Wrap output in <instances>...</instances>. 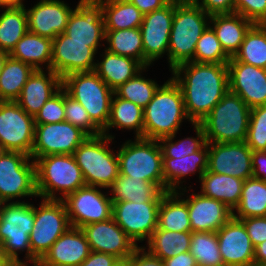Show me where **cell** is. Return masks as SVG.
Masks as SVG:
<instances>
[{"label":"cell","mask_w":266,"mask_h":266,"mask_svg":"<svg viewBox=\"0 0 266 266\" xmlns=\"http://www.w3.org/2000/svg\"><path fill=\"white\" fill-rule=\"evenodd\" d=\"M171 72L182 90L191 124H199L229 91L227 64L191 61L178 65Z\"/></svg>","instance_id":"cell-1"},{"label":"cell","mask_w":266,"mask_h":266,"mask_svg":"<svg viewBox=\"0 0 266 266\" xmlns=\"http://www.w3.org/2000/svg\"><path fill=\"white\" fill-rule=\"evenodd\" d=\"M210 17L192 0H174V18L168 49L170 71L180 64L192 61L197 41L209 26Z\"/></svg>","instance_id":"cell-2"},{"label":"cell","mask_w":266,"mask_h":266,"mask_svg":"<svg viewBox=\"0 0 266 266\" xmlns=\"http://www.w3.org/2000/svg\"><path fill=\"white\" fill-rule=\"evenodd\" d=\"M143 138L159 140L175 135L183 119H188L182 90L173 78L160 85L143 109Z\"/></svg>","instance_id":"cell-3"},{"label":"cell","mask_w":266,"mask_h":266,"mask_svg":"<svg viewBox=\"0 0 266 266\" xmlns=\"http://www.w3.org/2000/svg\"><path fill=\"white\" fill-rule=\"evenodd\" d=\"M34 221V204L20 200L0 203V247L9 263H25L18 256L19 251L25 250L26 263L39 262L30 246Z\"/></svg>","instance_id":"cell-4"},{"label":"cell","mask_w":266,"mask_h":266,"mask_svg":"<svg viewBox=\"0 0 266 266\" xmlns=\"http://www.w3.org/2000/svg\"><path fill=\"white\" fill-rule=\"evenodd\" d=\"M251 108L228 91L199 123L207 143L244 142L247 138Z\"/></svg>","instance_id":"cell-5"},{"label":"cell","mask_w":266,"mask_h":266,"mask_svg":"<svg viewBox=\"0 0 266 266\" xmlns=\"http://www.w3.org/2000/svg\"><path fill=\"white\" fill-rule=\"evenodd\" d=\"M37 197L63 200L85 186V181L74 155H48L34 160ZM60 195H55V192Z\"/></svg>","instance_id":"cell-6"},{"label":"cell","mask_w":266,"mask_h":266,"mask_svg":"<svg viewBox=\"0 0 266 266\" xmlns=\"http://www.w3.org/2000/svg\"><path fill=\"white\" fill-rule=\"evenodd\" d=\"M112 140L103 134L89 136L76 148L73 155L86 185L108 189L118 177L117 152L114 153L108 145Z\"/></svg>","instance_id":"cell-7"},{"label":"cell","mask_w":266,"mask_h":266,"mask_svg":"<svg viewBox=\"0 0 266 266\" xmlns=\"http://www.w3.org/2000/svg\"><path fill=\"white\" fill-rule=\"evenodd\" d=\"M62 87L86 109L91 121L103 131L109 120L114 90L95 71L69 74L62 79Z\"/></svg>","instance_id":"cell-8"},{"label":"cell","mask_w":266,"mask_h":266,"mask_svg":"<svg viewBox=\"0 0 266 266\" xmlns=\"http://www.w3.org/2000/svg\"><path fill=\"white\" fill-rule=\"evenodd\" d=\"M119 174L156 184L164 191L163 157L157 140L135 138L117 151Z\"/></svg>","instance_id":"cell-9"},{"label":"cell","mask_w":266,"mask_h":266,"mask_svg":"<svg viewBox=\"0 0 266 266\" xmlns=\"http://www.w3.org/2000/svg\"><path fill=\"white\" fill-rule=\"evenodd\" d=\"M26 196H38L34 160L22 152L2 151L0 153V203Z\"/></svg>","instance_id":"cell-10"},{"label":"cell","mask_w":266,"mask_h":266,"mask_svg":"<svg viewBox=\"0 0 266 266\" xmlns=\"http://www.w3.org/2000/svg\"><path fill=\"white\" fill-rule=\"evenodd\" d=\"M70 227L63 201L42 199L39 208L35 207V221L30 234L32 253L40 260Z\"/></svg>","instance_id":"cell-11"},{"label":"cell","mask_w":266,"mask_h":266,"mask_svg":"<svg viewBox=\"0 0 266 266\" xmlns=\"http://www.w3.org/2000/svg\"><path fill=\"white\" fill-rule=\"evenodd\" d=\"M35 137L34 117L15 101H0V147L31 156Z\"/></svg>","instance_id":"cell-12"},{"label":"cell","mask_w":266,"mask_h":266,"mask_svg":"<svg viewBox=\"0 0 266 266\" xmlns=\"http://www.w3.org/2000/svg\"><path fill=\"white\" fill-rule=\"evenodd\" d=\"M100 42H79L65 33L52 40L51 70L61 79L72 73L94 71Z\"/></svg>","instance_id":"cell-13"},{"label":"cell","mask_w":266,"mask_h":266,"mask_svg":"<svg viewBox=\"0 0 266 266\" xmlns=\"http://www.w3.org/2000/svg\"><path fill=\"white\" fill-rule=\"evenodd\" d=\"M88 137L81 128L66 121L35 124L34 145L30 157L35 160L48 155H73L76 148Z\"/></svg>","instance_id":"cell-14"},{"label":"cell","mask_w":266,"mask_h":266,"mask_svg":"<svg viewBox=\"0 0 266 266\" xmlns=\"http://www.w3.org/2000/svg\"><path fill=\"white\" fill-rule=\"evenodd\" d=\"M99 188L102 187L85 185L62 200L71 227L81 228L112 217V200Z\"/></svg>","instance_id":"cell-15"},{"label":"cell","mask_w":266,"mask_h":266,"mask_svg":"<svg viewBox=\"0 0 266 266\" xmlns=\"http://www.w3.org/2000/svg\"><path fill=\"white\" fill-rule=\"evenodd\" d=\"M160 202L136 203L120 201L112 203V218L134 241H148L157 229Z\"/></svg>","instance_id":"cell-16"},{"label":"cell","mask_w":266,"mask_h":266,"mask_svg":"<svg viewBox=\"0 0 266 266\" xmlns=\"http://www.w3.org/2000/svg\"><path fill=\"white\" fill-rule=\"evenodd\" d=\"M174 18V0L161 9L143 15L140 25L144 67H149L155 60L163 57L169 49L170 32Z\"/></svg>","instance_id":"cell-17"},{"label":"cell","mask_w":266,"mask_h":266,"mask_svg":"<svg viewBox=\"0 0 266 266\" xmlns=\"http://www.w3.org/2000/svg\"><path fill=\"white\" fill-rule=\"evenodd\" d=\"M253 151L244 142L208 143V171L242 180L253 176Z\"/></svg>","instance_id":"cell-18"},{"label":"cell","mask_w":266,"mask_h":266,"mask_svg":"<svg viewBox=\"0 0 266 266\" xmlns=\"http://www.w3.org/2000/svg\"><path fill=\"white\" fill-rule=\"evenodd\" d=\"M229 91L238 95L251 109L266 105V69L236 61L227 63Z\"/></svg>","instance_id":"cell-19"},{"label":"cell","mask_w":266,"mask_h":266,"mask_svg":"<svg viewBox=\"0 0 266 266\" xmlns=\"http://www.w3.org/2000/svg\"><path fill=\"white\" fill-rule=\"evenodd\" d=\"M80 229L84 233L91 251L107 253L119 260L129 258L139 247L112 217L103 222L85 225Z\"/></svg>","instance_id":"cell-20"},{"label":"cell","mask_w":266,"mask_h":266,"mask_svg":"<svg viewBox=\"0 0 266 266\" xmlns=\"http://www.w3.org/2000/svg\"><path fill=\"white\" fill-rule=\"evenodd\" d=\"M216 235L224 266H254V246L240 220L232 217Z\"/></svg>","instance_id":"cell-21"},{"label":"cell","mask_w":266,"mask_h":266,"mask_svg":"<svg viewBox=\"0 0 266 266\" xmlns=\"http://www.w3.org/2000/svg\"><path fill=\"white\" fill-rule=\"evenodd\" d=\"M27 14L28 31L42 37L54 39L65 33L73 9L60 0H40Z\"/></svg>","instance_id":"cell-22"},{"label":"cell","mask_w":266,"mask_h":266,"mask_svg":"<svg viewBox=\"0 0 266 266\" xmlns=\"http://www.w3.org/2000/svg\"><path fill=\"white\" fill-rule=\"evenodd\" d=\"M187 203L192 232H217L233 217V211L223 202L193 193Z\"/></svg>","instance_id":"cell-23"},{"label":"cell","mask_w":266,"mask_h":266,"mask_svg":"<svg viewBox=\"0 0 266 266\" xmlns=\"http://www.w3.org/2000/svg\"><path fill=\"white\" fill-rule=\"evenodd\" d=\"M65 34L72 41H105L104 20L94 0H80L69 16Z\"/></svg>","instance_id":"cell-24"},{"label":"cell","mask_w":266,"mask_h":266,"mask_svg":"<svg viewBox=\"0 0 266 266\" xmlns=\"http://www.w3.org/2000/svg\"><path fill=\"white\" fill-rule=\"evenodd\" d=\"M90 252L82 230L70 227L52 244L39 263L43 266H79Z\"/></svg>","instance_id":"cell-25"},{"label":"cell","mask_w":266,"mask_h":266,"mask_svg":"<svg viewBox=\"0 0 266 266\" xmlns=\"http://www.w3.org/2000/svg\"><path fill=\"white\" fill-rule=\"evenodd\" d=\"M47 71L46 75L43 69L35 70L15 101L28 115L33 117L46 101L62 87L61 77L51 69Z\"/></svg>","instance_id":"cell-26"},{"label":"cell","mask_w":266,"mask_h":266,"mask_svg":"<svg viewBox=\"0 0 266 266\" xmlns=\"http://www.w3.org/2000/svg\"><path fill=\"white\" fill-rule=\"evenodd\" d=\"M164 191L186 192L182 188V179L193 173L199 174V180L208 169V143L206 142L198 151L181 158H163ZM197 170V171H196ZM180 186V187H179ZM184 190V191H183Z\"/></svg>","instance_id":"cell-27"},{"label":"cell","mask_w":266,"mask_h":266,"mask_svg":"<svg viewBox=\"0 0 266 266\" xmlns=\"http://www.w3.org/2000/svg\"><path fill=\"white\" fill-rule=\"evenodd\" d=\"M209 25L216 34L223 50L233 57L239 50L246 32L253 25L251 21L238 13L211 15Z\"/></svg>","instance_id":"cell-28"},{"label":"cell","mask_w":266,"mask_h":266,"mask_svg":"<svg viewBox=\"0 0 266 266\" xmlns=\"http://www.w3.org/2000/svg\"><path fill=\"white\" fill-rule=\"evenodd\" d=\"M102 61L96 62L95 72L112 89H117L135 77L145 67L130 57L117 55L104 49Z\"/></svg>","instance_id":"cell-29"},{"label":"cell","mask_w":266,"mask_h":266,"mask_svg":"<svg viewBox=\"0 0 266 266\" xmlns=\"http://www.w3.org/2000/svg\"><path fill=\"white\" fill-rule=\"evenodd\" d=\"M108 189L113 195L110 197L112 203L120 201L161 202L162 196L166 193L154 183L121 174H118Z\"/></svg>","instance_id":"cell-30"},{"label":"cell","mask_w":266,"mask_h":266,"mask_svg":"<svg viewBox=\"0 0 266 266\" xmlns=\"http://www.w3.org/2000/svg\"><path fill=\"white\" fill-rule=\"evenodd\" d=\"M200 181L202 195L223 202L232 211L238 206L244 180L206 170Z\"/></svg>","instance_id":"cell-31"},{"label":"cell","mask_w":266,"mask_h":266,"mask_svg":"<svg viewBox=\"0 0 266 266\" xmlns=\"http://www.w3.org/2000/svg\"><path fill=\"white\" fill-rule=\"evenodd\" d=\"M184 194L177 190L166 192L162 196L157 228L173 232H192L187 203L182 198Z\"/></svg>","instance_id":"cell-32"},{"label":"cell","mask_w":266,"mask_h":266,"mask_svg":"<svg viewBox=\"0 0 266 266\" xmlns=\"http://www.w3.org/2000/svg\"><path fill=\"white\" fill-rule=\"evenodd\" d=\"M13 59L30 65L35 70H42L41 64L46 70L51 69L52 39L39 36L27 31L9 53Z\"/></svg>","instance_id":"cell-33"},{"label":"cell","mask_w":266,"mask_h":266,"mask_svg":"<svg viewBox=\"0 0 266 266\" xmlns=\"http://www.w3.org/2000/svg\"><path fill=\"white\" fill-rule=\"evenodd\" d=\"M113 127L134 130L135 138H143V108L114 94L111 101L109 120L102 134L114 139L115 137L109 133V130Z\"/></svg>","instance_id":"cell-34"},{"label":"cell","mask_w":266,"mask_h":266,"mask_svg":"<svg viewBox=\"0 0 266 266\" xmlns=\"http://www.w3.org/2000/svg\"><path fill=\"white\" fill-rule=\"evenodd\" d=\"M94 1L101 10L105 30L140 28L143 21V14L129 1Z\"/></svg>","instance_id":"cell-35"},{"label":"cell","mask_w":266,"mask_h":266,"mask_svg":"<svg viewBox=\"0 0 266 266\" xmlns=\"http://www.w3.org/2000/svg\"><path fill=\"white\" fill-rule=\"evenodd\" d=\"M264 216H266V182L253 177L248 178L244 180L241 200L233 211V218L239 220Z\"/></svg>","instance_id":"cell-36"},{"label":"cell","mask_w":266,"mask_h":266,"mask_svg":"<svg viewBox=\"0 0 266 266\" xmlns=\"http://www.w3.org/2000/svg\"><path fill=\"white\" fill-rule=\"evenodd\" d=\"M192 232H173L157 228L147 241L148 252L162 260L189 251Z\"/></svg>","instance_id":"cell-37"},{"label":"cell","mask_w":266,"mask_h":266,"mask_svg":"<svg viewBox=\"0 0 266 266\" xmlns=\"http://www.w3.org/2000/svg\"><path fill=\"white\" fill-rule=\"evenodd\" d=\"M34 71L30 65L9 56L0 73V101H16Z\"/></svg>","instance_id":"cell-38"},{"label":"cell","mask_w":266,"mask_h":266,"mask_svg":"<svg viewBox=\"0 0 266 266\" xmlns=\"http://www.w3.org/2000/svg\"><path fill=\"white\" fill-rule=\"evenodd\" d=\"M233 58L266 69V24H253L250 27Z\"/></svg>","instance_id":"cell-39"},{"label":"cell","mask_w":266,"mask_h":266,"mask_svg":"<svg viewBox=\"0 0 266 266\" xmlns=\"http://www.w3.org/2000/svg\"><path fill=\"white\" fill-rule=\"evenodd\" d=\"M109 52L138 60L144 66L143 42L140 28L105 30Z\"/></svg>","instance_id":"cell-40"},{"label":"cell","mask_w":266,"mask_h":266,"mask_svg":"<svg viewBox=\"0 0 266 266\" xmlns=\"http://www.w3.org/2000/svg\"><path fill=\"white\" fill-rule=\"evenodd\" d=\"M26 7L4 8L0 14V50L10 53L27 33Z\"/></svg>","instance_id":"cell-41"},{"label":"cell","mask_w":266,"mask_h":266,"mask_svg":"<svg viewBox=\"0 0 266 266\" xmlns=\"http://www.w3.org/2000/svg\"><path fill=\"white\" fill-rule=\"evenodd\" d=\"M189 252L198 266H224L216 232H192Z\"/></svg>","instance_id":"cell-42"},{"label":"cell","mask_w":266,"mask_h":266,"mask_svg":"<svg viewBox=\"0 0 266 266\" xmlns=\"http://www.w3.org/2000/svg\"><path fill=\"white\" fill-rule=\"evenodd\" d=\"M145 69H147V67L125 84L120 85L114 90V94L117 97L131 101L143 109L152 100L154 93L159 87L154 80L142 77L141 73L144 72Z\"/></svg>","instance_id":"cell-43"},{"label":"cell","mask_w":266,"mask_h":266,"mask_svg":"<svg viewBox=\"0 0 266 266\" xmlns=\"http://www.w3.org/2000/svg\"><path fill=\"white\" fill-rule=\"evenodd\" d=\"M196 131V138L188 137L173 142L175 135L159 139L163 158H181L198 151L205 143V132L200 124H192Z\"/></svg>","instance_id":"cell-44"},{"label":"cell","mask_w":266,"mask_h":266,"mask_svg":"<svg viewBox=\"0 0 266 266\" xmlns=\"http://www.w3.org/2000/svg\"><path fill=\"white\" fill-rule=\"evenodd\" d=\"M230 56L223 50L213 29L208 26L197 41L193 62L227 64Z\"/></svg>","instance_id":"cell-45"},{"label":"cell","mask_w":266,"mask_h":266,"mask_svg":"<svg viewBox=\"0 0 266 266\" xmlns=\"http://www.w3.org/2000/svg\"><path fill=\"white\" fill-rule=\"evenodd\" d=\"M65 121L81 128L89 136H99L102 131L91 121L86 109L64 89Z\"/></svg>","instance_id":"cell-46"},{"label":"cell","mask_w":266,"mask_h":266,"mask_svg":"<svg viewBox=\"0 0 266 266\" xmlns=\"http://www.w3.org/2000/svg\"><path fill=\"white\" fill-rule=\"evenodd\" d=\"M245 143L252 151H266V105L251 109Z\"/></svg>","instance_id":"cell-47"},{"label":"cell","mask_w":266,"mask_h":266,"mask_svg":"<svg viewBox=\"0 0 266 266\" xmlns=\"http://www.w3.org/2000/svg\"><path fill=\"white\" fill-rule=\"evenodd\" d=\"M64 88L52 95L34 117L35 124H51L65 121Z\"/></svg>","instance_id":"cell-48"},{"label":"cell","mask_w":266,"mask_h":266,"mask_svg":"<svg viewBox=\"0 0 266 266\" xmlns=\"http://www.w3.org/2000/svg\"><path fill=\"white\" fill-rule=\"evenodd\" d=\"M234 12L253 24H266V0H234Z\"/></svg>","instance_id":"cell-49"},{"label":"cell","mask_w":266,"mask_h":266,"mask_svg":"<svg viewBox=\"0 0 266 266\" xmlns=\"http://www.w3.org/2000/svg\"><path fill=\"white\" fill-rule=\"evenodd\" d=\"M239 220L244 224L254 248L266 240V216Z\"/></svg>","instance_id":"cell-50"},{"label":"cell","mask_w":266,"mask_h":266,"mask_svg":"<svg viewBox=\"0 0 266 266\" xmlns=\"http://www.w3.org/2000/svg\"><path fill=\"white\" fill-rule=\"evenodd\" d=\"M207 14L234 13V0H192Z\"/></svg>","instance_id":"cell-51"},{"label":"cell","mask_w":266,"mask_h":266,"mask_svg":"<svg viewBox=\"0 0 266 266\" xmlns=\"http://www.w3.org/2000/svg\"><path fill=\"white\" fill-rule=\"evenodd\" d=\"M146 247H138L131 255V266H164L162 259L150 254Z\"/></svg>","instance_id":"cell-52"},{"label":"cell","mask_w":266,"mask_h":266,"mask_svg":"<svg viewBox=\"0 0 266 266\" xmlns=\"http://www.w3.org/2000/svg\"><path fill=\"white\" fill-rule=\"evenodd\" d=\"M119 259L107 253L91 251L79 266H114Z\"/></svg>","instance_id":"cell-53"},{"label":"cell","mask_w":266,"mask_h":266,"mask_svg":"<svg viewBox=\"0 0 266 266\" xmlns=\"http://www.w3.org/2000/svg\"><path fill=\"white\" fill-rule=\"evenodd\" d=\"M252 168V177L266 182V151H253Z\"/></svg>","instance_id":"cell-54"},{"label":"cell","mask_w":266,"mask_h":266,"mask_svg":"<svg viewBox=\"0 0 266 266\" xmlns=\"http://www.w3.org/2000/svg\"><path fill=\"white\" fill-rule=\"evenodd\" d=\"M171 0H130L143 15L166 6Z\"/></svg>","instance_id":"cell-55"},{"label":"cell","mask_w":266,"mask_h":266,"mask_svg":"<svg viewBox=\"0 0 266 266\" xmlns=\"http://www.w3.org/2000/svg\"><path fill=\"white\" fill-rule=\"evenodd\" d=\"M164 266H198L194 256L188 251L174 255L171 258L163 260Z\"/></svg>","instance_id":"cell-56"},{"label":"cell","mask_w":266,"mask_h":266,"mask_svg":"<svg viewBox=\"0 0 266 266\" xmlns=\"http://www.w3.org/2000/svg\"><path fill=\"white\" fill-rule=\"evenodd\" d=\"M254 266H266V240L254 248Z\"/></svg>","instance_id":"cell-57"},{"label":"cell","mask_w":266,"mask_h":266,"mask_svg":"<svg viewBox=\"0 0 266 266\" xmlns=\"http://www.w3.org/2000/svg\"><path fill=\"white\" fill-rule=\"evenodd\" d=\"M1 8H21L25 7L23 0H0Z\"/></svg>","instance_id":"cell-58"},{"label":"cell","mask_w":266,"mask_h":266,"mask_svg":"<svg viewBox=\"0 0 266 266\" xmlns=\"http://www.w3.org/2000/svg\"><path fill=\"white\" fill-rule=\"evenodd\" d=\"M9 57V53L5 52L3 50H0V73L2 72V69L4 67V64Z\"/></svg>","instance_id":"cell-59"},{"label":"cell","mask_w":266,"mask_h":266,"mask_svg":"<svg viewBox=\"0 0 266 266\" xmlns=\"http://www.w3.org/2000/svg\"><path fill=\"white\" fill-rule=\"evenodd\" d=\"M114 266H131V256L127 259L118 260Z\"/></svg>","instance_id":"cell-60"},{"label":"cell","mask_w":266,"mask_h":266,"mask_svg":"<svg viewBox=\"0 0 266 266\" xmlns=\"http://www.w3.org/2000/svg\"><path fill=\"white\" fill-rule=\"evenodd\" d=\"M9 262L5 259L4 253L1 250L0 247V266H7Z\"/></svg>","instance_id":"cell-61"},{"label":"cell","mask_w":266,"mask_h":266,"mask_svg":"<svg viewBox=\"0 0 266 266\" xmlns=\"http://www.w3.org/2000/svg\"><path fill=\"white\" fill-rule=\"evenodd\" d=\"M7 266H28V264L25 263H9ZM32 266H36V263H32Z\"/></svg>","instance_id":"cell-62"},{"label":"cell","mask_w":266,"mask_h":266,"mask_svg":"<svg viewBox=\"0 0 266 266\" xmlns=\"http://www.w3.org/2000/svg\"><path fill=\"white\" fill-rule=\"evenodd\" d=\"M108 1L125 2V1H130V0H108Z\"/></svg>","instance_id":"cell-63"},{"label":"cell","mask_w":266,"mask_h":266,"mask_svg":"<svg viewBox=\"0 0 266 266\" xmlns=\"http://www.w3.org/2000/svg\"><path fill=\"white\" fill-rule=\"evenodd\" d=\"M36 266H43V265H41L39 262H37V263H36Z\"/></svg>","instance_id":"cell-64"}]
</instances>
